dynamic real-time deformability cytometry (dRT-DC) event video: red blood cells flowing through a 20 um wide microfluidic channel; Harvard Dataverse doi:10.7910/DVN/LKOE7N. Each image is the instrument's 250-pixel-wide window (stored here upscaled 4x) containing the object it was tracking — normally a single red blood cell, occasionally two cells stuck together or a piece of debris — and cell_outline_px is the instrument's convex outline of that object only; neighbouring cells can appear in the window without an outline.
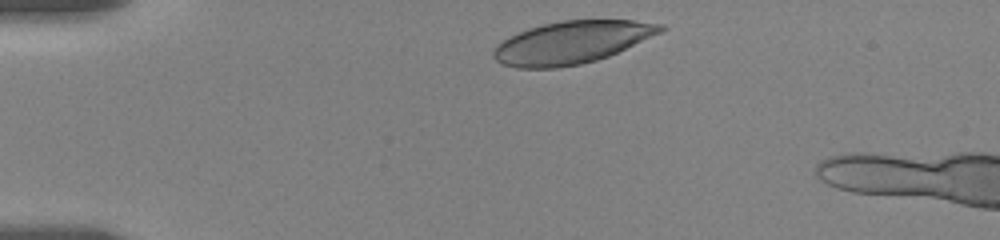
{"species": "human", "species_latin": "Homo sapiens", "temperature_condition": "room temperature", "stored_images_in_passage": 3, "camera_frame_rate_fps": 3000, "um_per_image_px": 0.085, "donor": {"sex": "female"}, "frame": {"image": 1, "passage_image": 1, "time_ms": 0.0, "image_size_px": [1000, 240], "cell_outline_px": [[668, 28], [660, 32], [608, 56], [596, 60], [580, 64], [556, 68], [516, 68], [504, 64], [496, 60], [492, 56], [492, 52], [496, 44], [528, 28], [544, 24], [564, 20], [632, 20], [664, 24]], "centroid_in_image_um": [48.58, 3.6], "position_along_channel_um": 36.4, "area_um2": 40.98}}